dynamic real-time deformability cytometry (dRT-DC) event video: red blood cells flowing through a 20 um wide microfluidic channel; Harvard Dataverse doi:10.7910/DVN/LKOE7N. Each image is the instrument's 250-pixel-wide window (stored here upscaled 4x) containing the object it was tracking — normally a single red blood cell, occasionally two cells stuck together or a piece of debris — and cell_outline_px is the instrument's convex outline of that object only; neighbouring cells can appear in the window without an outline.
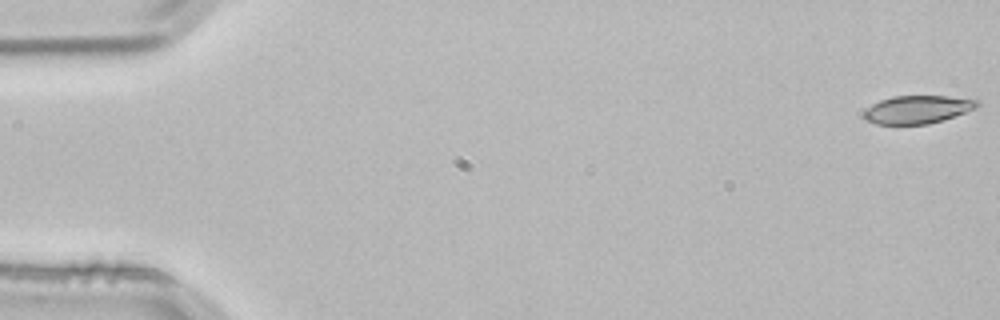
{"species": "common noctule bat (a hibernating species)", "species_latin": "Nyctalus noctula", "temperature_condition": "room temperature", "stored_images_in_passage": 53, "camera_frame_rate_fps": 3000, "um_per_image_px": 0.085, "animal": {"sex": "male", "body_mass_g": 21.5, "forearm_length_mm": 52.0}, "frame": {"image": 1, "passage_image": 1, "time_ms": 0.0, "image_size_px": [1000, 320], "cell_outline_px": [[980, 104], [976, 108], [944, 120], [928, 124], [876, 124], [860, 116], [872, 104], [880, 100], [892, 96], [948, 96], [980, 100]], "centroid_in_image_um": [78.0, 9.3], "position_along_channel_um": 7.0, "area_um2": 18.55}}
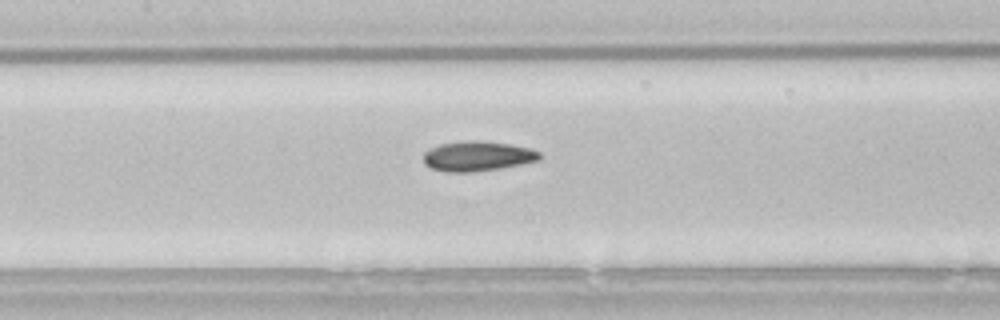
{"frame": {"image": 2, "passage_image": 25, "time_ms": 8.0, "image_size_px": [1000, 320], "cell_outline_px": [[540, 160], [500, 168], [472, 172], [444, 172], [432, 168], [424, 164], [424, 152], [428, 148], [440, 144], [464, 140], [484, 140], [508, 144], [528, 148], [540, 152]], "centroid_in_image_um": [40.54, 13.26], "position_along_channel_um": 166.9, "area_um2": 20.35}}
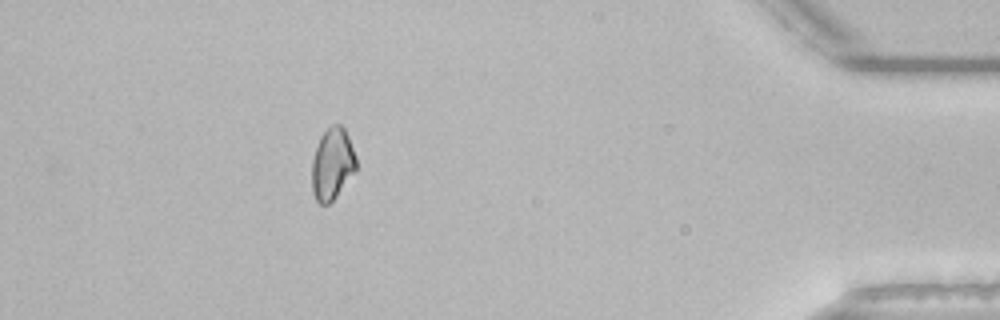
{"frame": {"image": 3, "passage_image": 48, "time_ms": 15.667, "image_size_px": [1000, 320], "cell_outline_px": [[356, 168], [336, 196], [328, 204], [320, 204], [316, 200], [312, 192], [312, 160], [320, 136], [332, 124], [340, 124], [344, 128], [348, 136], [356, 156]], "centroid_in_image_um": [28.23, 13.92], "position_along_channel_um": 407.0, "area_um2": 18.26}, "authors_computed_cell_mechanics": {"area_um2": 19.2474, "velocity_mm_per_s": 3.8316, "shape_relaxation_time_tau1_ms": null, "shape_relaxation_time_tau2_ms": 9.5657, "deformation_change_tau1": null, "deformation_change_tau2": 0.1181}}